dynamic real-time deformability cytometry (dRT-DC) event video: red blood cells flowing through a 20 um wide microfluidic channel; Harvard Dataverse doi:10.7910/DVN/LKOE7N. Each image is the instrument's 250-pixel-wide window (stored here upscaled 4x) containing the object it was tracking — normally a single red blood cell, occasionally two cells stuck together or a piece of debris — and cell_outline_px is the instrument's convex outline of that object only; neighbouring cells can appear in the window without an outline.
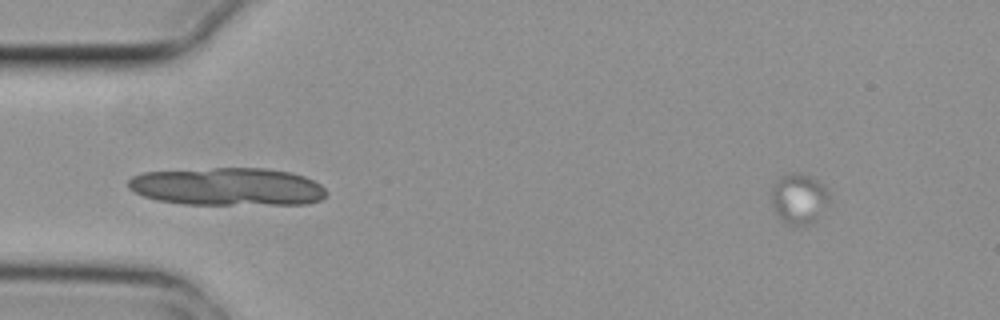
{"species": "common noctule bat (a hibernating species)", "species_latin": "Nyctalus noctula", "temperature_condition": "cold", "stored_images_in_passage": 3, "camera_frame_rate_fps": 3000, "um_per_image_px": 0.085, "animal": {"sex": "female", "body_mass_g": 29.2, "forearm_length_mm": 56.3}, "frame": {"image": 1, "passage_image": 3, "time_ms": 0.667, "image_size_px": [1000, 320], "cell_outline_px": [[828, 204], [816, 220], [808, 224], [796, 228], [788, 224], [772, 208], [772, 188], [776, 180], [788, 172], [800, 172], [812, 176], [824, 184], [828, 192]], "centroid_in_image_um": [67.92, 16.87], "position_along_channel_um": 17.1, "area_um2": 17.22}}